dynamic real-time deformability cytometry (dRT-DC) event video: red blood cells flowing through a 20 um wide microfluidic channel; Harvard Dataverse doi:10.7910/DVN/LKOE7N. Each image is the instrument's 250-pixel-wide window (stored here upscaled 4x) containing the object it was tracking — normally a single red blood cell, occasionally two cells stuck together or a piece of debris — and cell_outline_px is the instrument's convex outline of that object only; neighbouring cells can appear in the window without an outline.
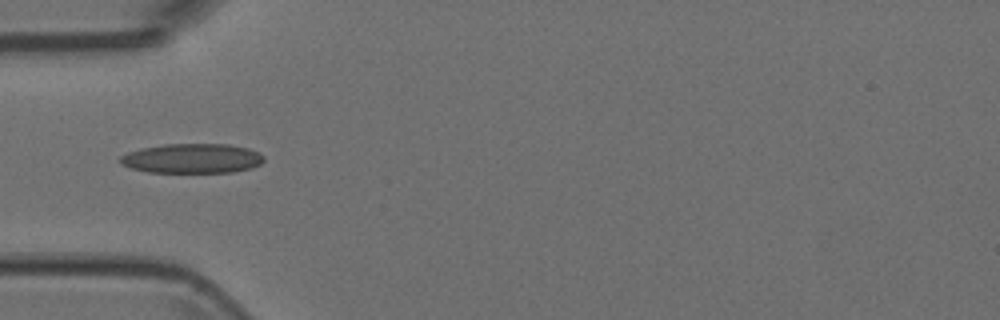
{"species": "Egyptian fruit bat (a non-hibernating species)", "species_latin": "Rousettus aegyptiacus", "temperature_condition": "room temperature", "stored_images_in_passage": 4, "camera_frame_rate_fps": 3000, "um_per_image_px": 0.085, "animal": {"sex": "female"}, "frame": {"image": 1, "passage_image": 3, "time_ms": 0.667, "image_size_px": [1000, 320], "cell_outline_px": [[264, 160], [260, 164], [252, 168], [232, 172], [148, 172], [132, 168], [120, 164], [120, 156], [128, 152], [140, 148], [164, 144], [228, 144], [248, 148], [260, 152], [264, 156]], "centroid_in_image_um": [16.35, 13.46], "position_along_channel_um": 68.7, "area_um2": 24.91}}
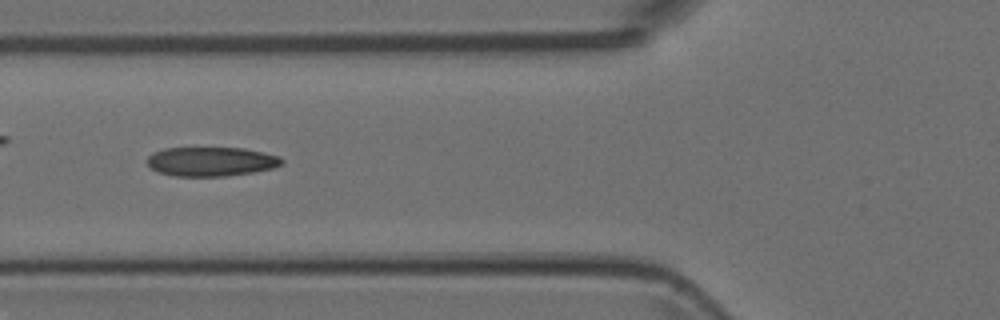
{"frame": {"image": 2, "passage_image": 4, "time_ms": 1.0, "image_size_px": [1000, 320], "cell_outline_px": [[284, 164], [272, 168], [252, 172], [228, 176], [176, 176], [160, 172], [152, 168], [144, 160], [152, 152], [164, 148], [244, 148], [264, 152], [280, 156], [284, 160]], "centroid_in_image_um": [17.96, 13.72], "position_along_channel_um": 107.8, "area_um2": 23.06}}